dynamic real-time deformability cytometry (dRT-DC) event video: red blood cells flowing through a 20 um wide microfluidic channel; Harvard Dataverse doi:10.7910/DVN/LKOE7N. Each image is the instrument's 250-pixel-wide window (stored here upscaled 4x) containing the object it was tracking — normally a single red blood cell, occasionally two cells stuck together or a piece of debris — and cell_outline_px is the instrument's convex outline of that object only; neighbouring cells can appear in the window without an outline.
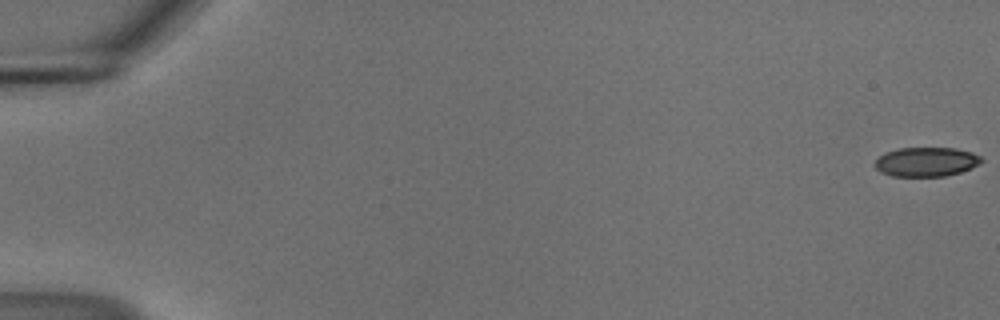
{"species": "common noctule bat (a hibernating species)", "species_latin": "Nyctalus noctula", "temperature_condition": "cold", "stored_images_in_passage": 56, "camera_frame_rate_fps": 3000, "um_per_image_px": 0.085, "animal": {"sex": "male", "body_mass_g": 18.8}, "frame": {"image": 1, "passage_image": 1, "time_ms": 0.0, "image_size_px": [1000, 320], "cell_outline_px": [[984, 160], [980, 164], [972, 168], [960, 172], [944, 176], [892, 176], [880, 172], [872, 164], [884, 152], [900, 148], [956, 148], [972, 152], [980, 156]], "centroid_in_image_um": [78.73, 13.75], "position_along_channel_um": 6.3, "area_um2": 18.32}}
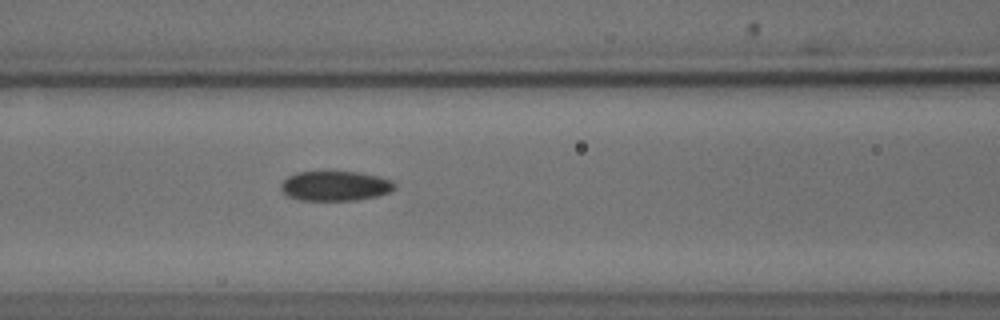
{"frame": {"image": 2, "passage_image": 25, "time_ms": 8.0, "image_size_px": [1000, 320], "cell_outline_px": [[396, 188], [388, 192], [376, 196], [356, 200], [300, 200], [288, 196], [280, 188], [280, 184], [288, 176], [296, 172], [360, 172], [392, 180], [396, 184]], "centroid_in_image_um": [28.49, 15.8], "position_along_channel_um": 138.1, "area_um2": 19.65}}
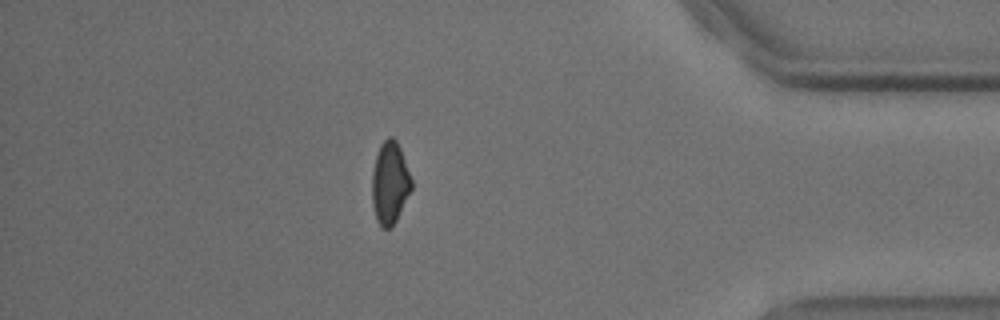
{"frame": {"image": 3, "passage_image": 49, "time_ms": 16.0, "image_size_px": [1000, 320], "cell_outline_px": [[412, 188], [396, 220], [388, 228], [380, 228], [376, 220], [372, 204], [372, 172], [376, 156], [380, 144], [388, 136], [392, 136], [396, 140], [400, 148], [412, 180]], "centroid_in_image_um": [33.12, 15.54], "position_along_channel_um": 402.1, "area_um2": 18.84}, "authors_computed_cell_mechanics": {"area_um2": 19.5653, "velocity_mm_per_s": 3.712, "shape_relaxation_time_tau1_ms": 3.9727, "shape_relaxation_time_tau2_ms": 9.3192, "deformation_change_tau1": 0.0973, "deformation_change_tau2": 0.1307}}